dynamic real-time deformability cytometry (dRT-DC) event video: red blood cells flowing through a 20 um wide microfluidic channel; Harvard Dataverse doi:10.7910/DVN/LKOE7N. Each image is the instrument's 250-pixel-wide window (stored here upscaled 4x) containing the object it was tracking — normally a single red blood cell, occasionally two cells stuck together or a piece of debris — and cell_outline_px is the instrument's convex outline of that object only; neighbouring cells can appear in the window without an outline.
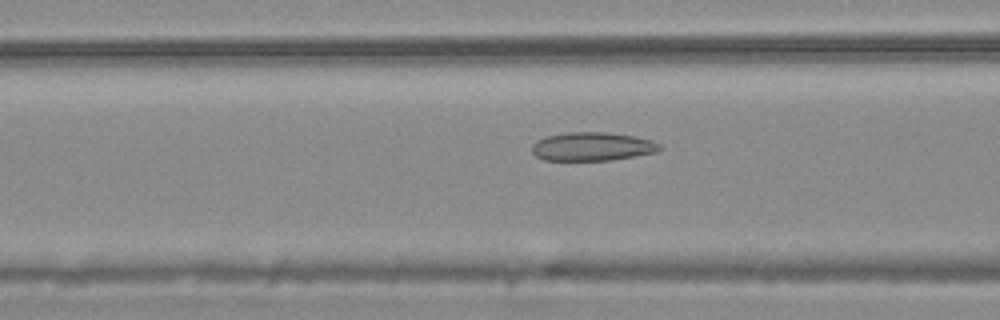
{"species": "common noctule bat (a hibernating species)", "species_latin": "Nyctalus noctula", "temperature_condition": "warm", "stored_images_in_passage": 34, "camera_frame_rate_fps": 3000, "um_per_image_px": 0.085, "animal": {"sex": "male", "body_mass_g": 20.4}, "frame": {"image": 1, "passage_image": 6, "time_ms": 1.667, "image_size_px": [1000, 320], "cell_outline_px": [[664, 148], [656, 152], [636, 156], [612, 160], [544, 160], [536, 156], [532, 152], [532, 144], [536, 140], [548, 136], [568, 132], [604, 132], [636, 136], [652, 140], [660, 144]], "centroid_in_image_um": [50.37, 12.45], "position_along_channel_um": 116.2, "area_um2": 21.39}}
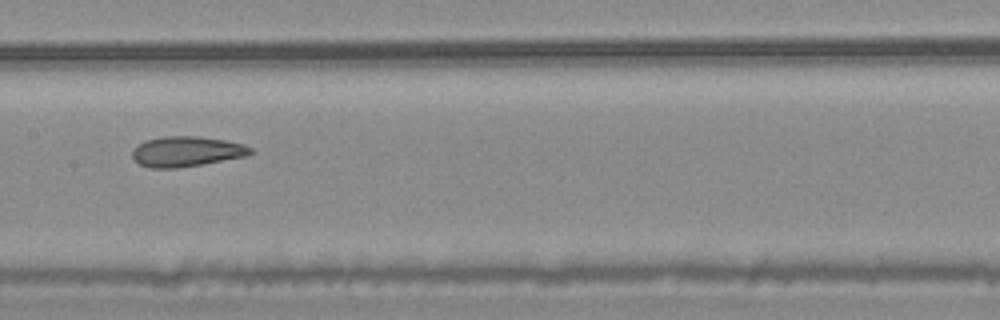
{"frame": {"image": 2, "passage_image": 12, "time_ms": 3.667, "image_size_px": [1000, 320], "cell_outline_px": [[252, 152], [244, 156], [200, 164], [176, 168], [152, 168], [140, 164], [132, 156], [132, 152], [144, 140], [164, 136], [200, 136], [228, 140], [244, 144], [252, 148]], "centroid_in_image_um": [15.86, 12.86], "position_along_channel_um": 191.5, "area_um2": 20.58}}
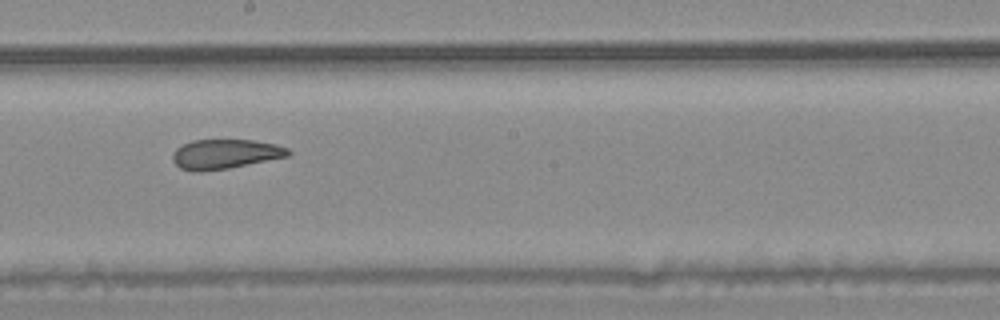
{"frame": {"image": 3, "passage_image": 15, "time_ms": 4.667, "image_size_px": [1000, 320], "cell_outline_px": [[292, 152], [288, 156], [228, 168], [200, 172], [192, 172], [180, 168], [172, 160], [172, 156], [176, 148], [192, 140], [252, 140], [276, 144], [288, 148]], "centroid_in_image_um": [19.12, 13.1], "position_along_channel_um": 229.1, "area_um2": 19.88}, "authors_computed_cell_mechanics": {"area_um2": 21.097, "velocity_mm_per_s": 3.7509, "shape_relaxation_time_tau1_ms": null, "shape_relaxation_time_tau2_ms": 2.5556, "deformation_change_tau1": null, "deformation_change_tau2": 0.0933}}